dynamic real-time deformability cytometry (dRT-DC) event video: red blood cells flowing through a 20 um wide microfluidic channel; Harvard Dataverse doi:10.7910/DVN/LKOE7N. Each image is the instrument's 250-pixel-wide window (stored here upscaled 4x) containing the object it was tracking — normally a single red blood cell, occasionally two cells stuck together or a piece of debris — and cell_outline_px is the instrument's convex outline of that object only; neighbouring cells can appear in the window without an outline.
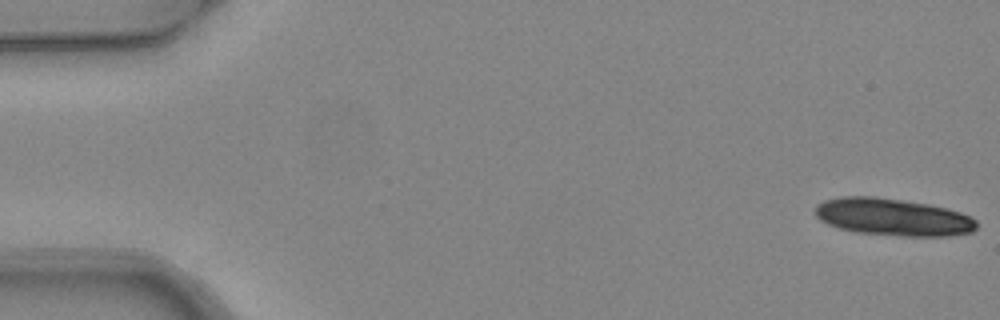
{"species": "common noctule bat (a hibernating species)", "species_latin": "Nyctalus noctula", "temperature_condition": "warm", "stored_images_in_passage": 5, "camera_frame_rate_fps": 3000, "um_per_image_px": 0.085, "animal": {"sex": "female", "body_mass_g": 24.6, "forearm_length_mm": 56.2}, "frame": {"image": 1, "passage_image": 1, "time_ms": 0.0, "image_size_px": [1000, 320], "cell_outline_px": [[976, 228], [972, 232], [948, 236], [904, 236], [856, 232], [840, 228], [828, 224], [820, 220], [816, 216], [816, 204], [824, 200], [840, 196], [872, 196], [928, 204], [948, 208], [960, 212], [976, 220]], "centroid_in_image_um": [75.88, 18.45], "position_along_channel_um": 9.1, "area_um2": 34.97}}
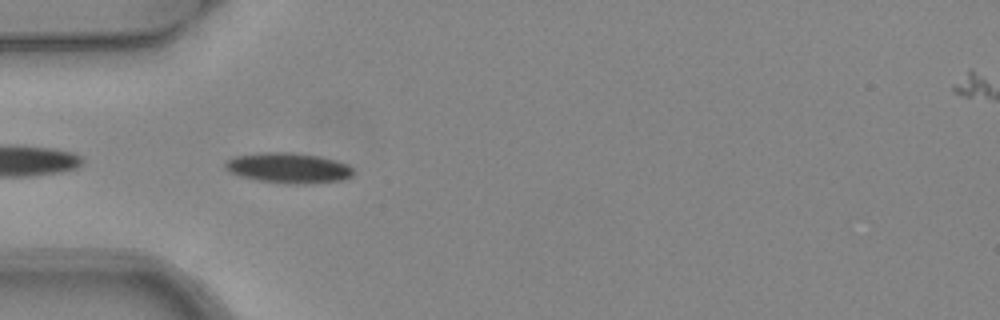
{"frame": {"image": 2, "passage_image": 5, "time_ms": 1.333, "image_size_px": [1000, 320], "cell_outline_px": [[352, 176], [340, 180], [312, 184], [288, 184], [260, 180], [240, 176], [228, 172], [224, 168], [224, 164], [228, 160], [236, 156], [264, 152], [292, 152], [320, 156], [336, 160], [348, 164], [352, 168]], "centroid_in_image_um": [24.52, 14.28], "position_along_channel_um": 60.5, "area_um2": 22.72}}